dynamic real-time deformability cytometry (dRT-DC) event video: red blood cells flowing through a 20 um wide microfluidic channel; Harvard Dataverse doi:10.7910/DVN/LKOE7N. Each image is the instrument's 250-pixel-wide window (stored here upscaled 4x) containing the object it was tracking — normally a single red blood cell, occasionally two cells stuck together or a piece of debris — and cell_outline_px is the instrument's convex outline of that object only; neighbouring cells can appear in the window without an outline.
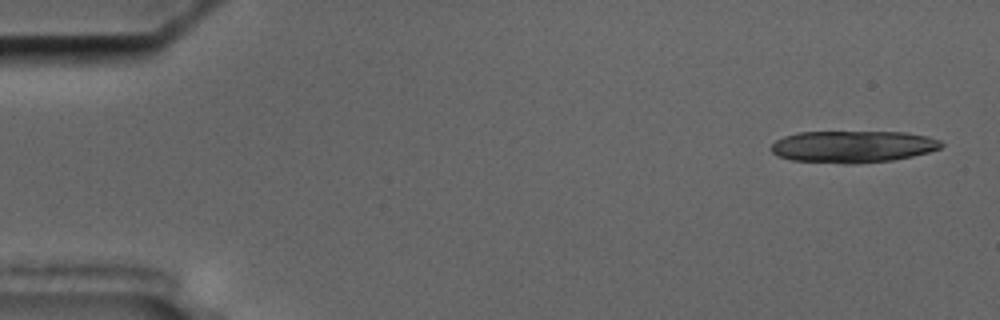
{"species": "common noctule bat (a hibernating species)", "species_latin": "Nyctalus noctula", "temperature_condition": "cold", "stored_images_in_passage": 16, "camera_frame_rate_fps": 3000, "um_per_image_px": 0.085, "animal": {"sex": "male", "body_mass_g": 17.5, "forearm_length_mm": 52.3}, "frame": {"image": 1, "passage_image": 1, "time_ms": 0.0, "image_size_px": [1000, 320], "cell_outline_px": [[944, 144], [940, 148], [928, 152], [912, 156], [892, 160], [852, 164], [844, 164], [792, 160], [776, 156], [772, 152], [772, 144], [776, 140], [784, 136], [796, 132], [904, 132], [928, 136], [940, 140]], "centroid_in_image_um": [72.48, 12.46], "position_along_channel_um": 12.5, "area_um2": 31.73}}